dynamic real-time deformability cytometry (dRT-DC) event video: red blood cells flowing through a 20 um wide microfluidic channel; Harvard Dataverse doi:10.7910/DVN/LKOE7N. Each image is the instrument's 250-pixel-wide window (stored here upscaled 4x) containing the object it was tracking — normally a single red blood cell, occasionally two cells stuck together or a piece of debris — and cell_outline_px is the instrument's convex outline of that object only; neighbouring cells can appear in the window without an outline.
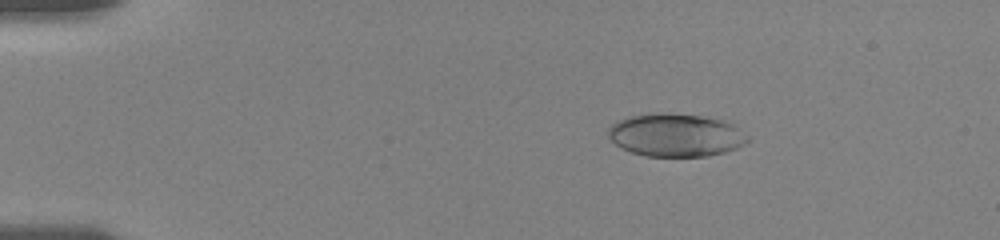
{"species": "human", "species_latin": "Homo sapiens", "temperature_condition": "room temperature", "stored_images_in_passage": 56, "camera_frame_rate_fps": 3000, "um_per_image_px": 0.085, "donor": {"sex": "female"}, "frame": {"image": 1, "passage_image": 10, "time_ms": 3.0, "image_size_px": [1000, 240], "cell_outline_px": [[748, 140], [744, 144], [736, 148], [724, 152], [708, 156], [644, 156], [632, 152], [616, 144], [608, 136], [608, 128], [616, 120], [628, 116], [648, 112], [664, 112], [704, 116], [720, 120], [732, 124], [748, 136]], "centroid_in_image_um": [57.4, 11.46], "position_along_channel_um": 27.6, "area_um2": 35.03}}
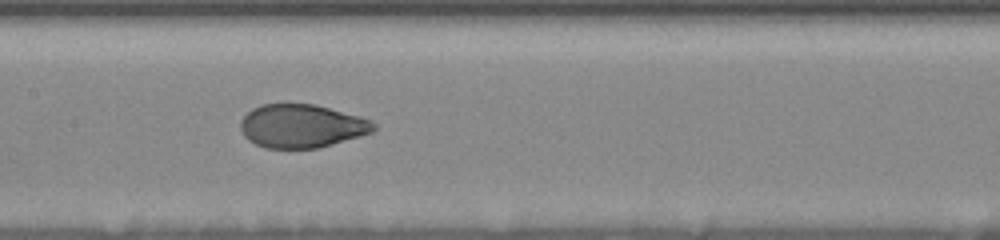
{"frame": {"image": 2, "passage_image": 29, "time_ms": 9.333, "image_size_px": [1000, 240], "cell_outline_px": [[376, 128], [372, 132], [360, 136], [316, 148], [264, 148], [248, 140], [244, 136], [240, 128], [240, 120], [252, 108], [260, 104], [316, 104], [360, 116], [372, 120], [376, 124]], "centroid_in_image_um": [25.63, 10.7], "position_along_channel_um": 181.8, "area_um2": 33.76}}
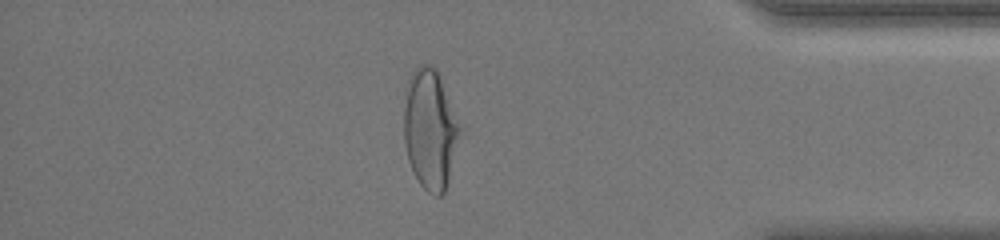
{"frame": {"image": 3, "passage_image": 49, "time_ms": 16.0, "image_size_px": [1000, 240], "cell_outline_px": [[460, 128], [444, 192], [440, 196], [436, 196], [428, 192], [420, 184], [408, 160], [404, 140], [404, 108], [408, 80], [412, 72], [420, 64], [432, 64], [436, 68]], "centroid_in_image_um": [36.5, 10.96], "position_along_channel_um": 398.7, "area_um2": 37.8}, "authors_computed_cell_mechanics": {"area_um2": 35.547, "velocity_mm_per_s": 3.6214, "shape_relaxation_time_tau1_ms": 4.9066, "shape_relaxation_time_tau2_ms": null, "deformation_change_tau1": 0.1905, "deformation_change_tau2": null}}